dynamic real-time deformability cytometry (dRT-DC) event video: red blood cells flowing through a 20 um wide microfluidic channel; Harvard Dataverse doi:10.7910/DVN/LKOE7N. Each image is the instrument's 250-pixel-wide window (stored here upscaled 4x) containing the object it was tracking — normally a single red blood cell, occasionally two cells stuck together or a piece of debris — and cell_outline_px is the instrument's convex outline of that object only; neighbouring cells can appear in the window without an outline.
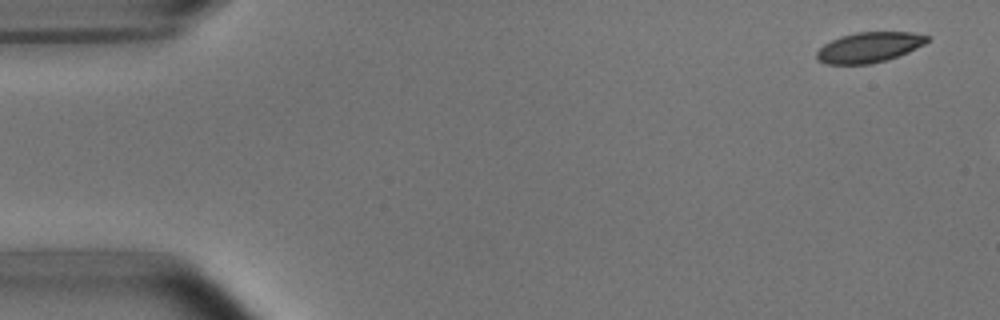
{"species": "common noctule bat (a hibernating species)", "species_latin": "Nyctalus noctula", "temperature_condition": "room temperature", "stored_images_in_passage": 3, "camera_frame_rate_fps": 3000, "um_per_image_px": 0.085, "animal": {"sex": "male", "body_mass_g": 15.6}, "frame": {"image": 1, "passage_image": 1, "time_ms": 0.0, "image_size_px": [1000, 320], "cell_outline_px": [[928, 40], [924, 44], [908, 52], [888, 60], [872, 64], [824, 64], [816, 60], [816, 52], [824, 44], [840, 36], [856, 32], [912, 32], [928, 36]], "centroid_in_image_um": [73.84, 4.03], "position_along_channel_um": 11.2, "area_um2": 19.59}}